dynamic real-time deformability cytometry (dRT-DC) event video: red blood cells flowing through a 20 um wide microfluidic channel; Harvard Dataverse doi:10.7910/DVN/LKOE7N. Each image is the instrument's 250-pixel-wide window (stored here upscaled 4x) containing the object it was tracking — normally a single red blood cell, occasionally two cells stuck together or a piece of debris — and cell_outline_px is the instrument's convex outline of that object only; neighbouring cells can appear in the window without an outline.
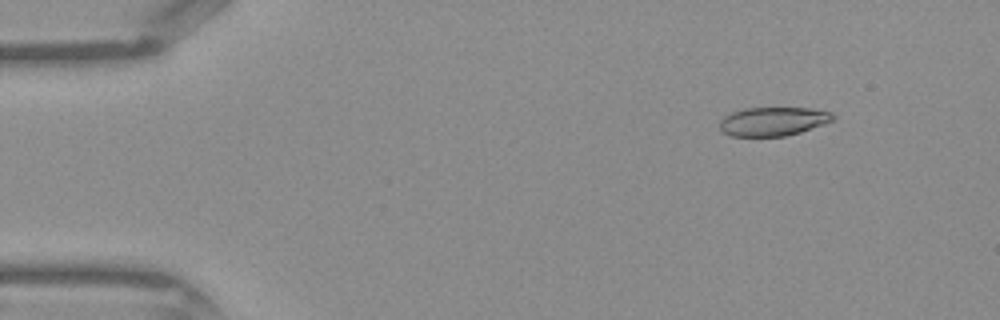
{"species": "Egyptian fruit bat (a non-hibernating species)", "species_latin": "Rousettus aegyptiacus", "temperature_condition": "warm", "stored_images_in_passage": 43, "camera_frame_rate_fps": 3000, "um_per_image_px": 0.085, "frame": {"image": 1, "passage_image": 5, "time_ms": 1.333, "image_size_px": [1000, 320], "cell_outline_px": [[836, 116], [832, 120], [824, 124], [800, 132], [784, 136], [732, 136], [720, 132], [720, 120], [724, 116], [732, 112], [744, 108], [812, 108], [832, 112]], "centroid_in_image_um": [65.7, 10.31], "position_along_channel_um": 19.3, "area_um2": 19.07}}
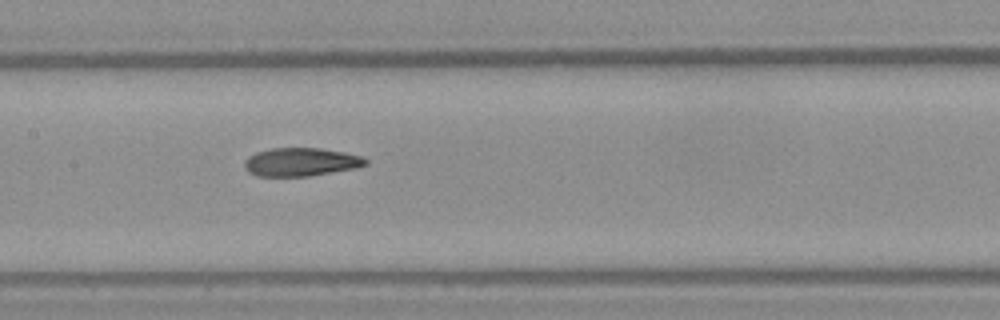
{"frame": {"image": 2, "passage_image": 21, "time_ms": 6.667, "image_size_px": [1000, 320], "cell_outline_px": [[368, 164], [356, 168], [308, 176], [256, 176], [248, 172], [244, 168], [244, 160], [248, 156], [256, 152], [272, 148], [320, 148], [344, 152], [364, 156], [368, 160]], "centroid_in_image_um": [25.58, 13.77], "position_along_channel_um": 181.8, "area_um2": 20.17}}
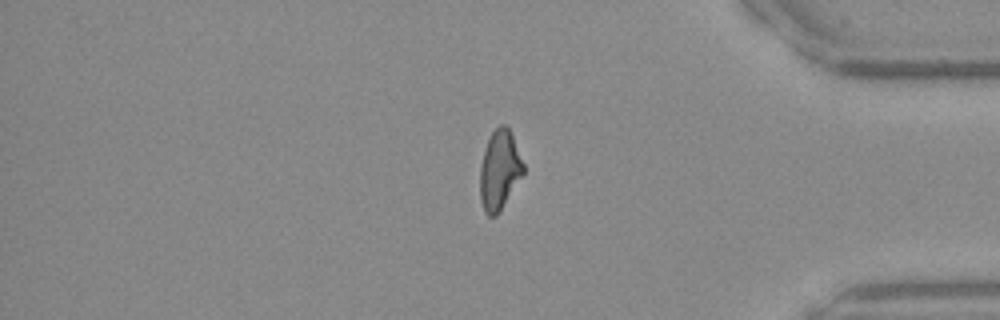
{"frame": {"image": 3, "passage_image": 36, "time_ms": 11.667, "image_size_px": [1000, 320], "cell_outline_px": [[524, 172], [496, 216], [488, 216], [484, 212], [480, 200], [480, 168], [484, 152], [488, 140], [492, 132], [500, 124], [504, 124], [508, 128], [512, 136], [524, 164]], "centroid_in_image_um": [42.44, 14.47], "position_along_channel_um": 392.8, "area_um2": 19.65}}